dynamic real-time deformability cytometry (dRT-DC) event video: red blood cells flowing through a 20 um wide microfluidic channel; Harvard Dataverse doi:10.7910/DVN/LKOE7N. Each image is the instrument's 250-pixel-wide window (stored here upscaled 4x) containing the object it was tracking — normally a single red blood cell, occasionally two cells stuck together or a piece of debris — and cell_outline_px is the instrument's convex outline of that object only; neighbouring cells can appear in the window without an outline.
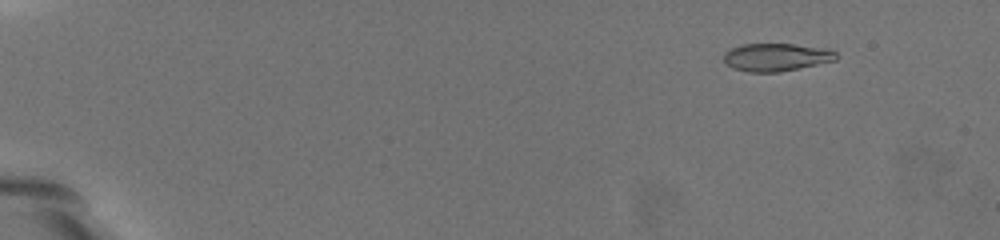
{"species": "common noctule bat (a hibernating species)", "species_latin": "Nyctalus noctula", "temperature_condition": "warm", "stored_images_in_passage": 65, "camera_frame_rate_fps": 3000, "um_per_image_px": 0.085, "animal": {"sex": "female", "body_mass_g": 19.5, "forearm_length_mm": 54.1}, "frame": {"image": 1, "passage_image": 7, "time_ms": 2.0, "image_size_px": [1000, 240], "cell_outline_px": [[836, 60], [780, 72], [748, 72], [732, 68], [724, 64], [724, 52], [732, 48], [744, 44], [792, 44], [828, 48], [836, 52]], "centroid_in_image_um": [65.96, 4.86], "position_along_channel_um": 19.0, "area_um2": 18.26}}
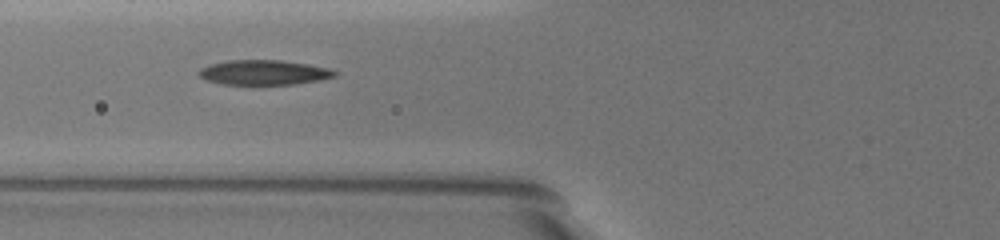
{"frame": {"image": 2, "passage_image": 28, "time_ms": 9.0, "image_size_px": [1000, 240], "cell_outline_px": [[336, 76], [320, 80], [292, 84], [252, 88], [220, 84], [208, 80], [200, 76], [200, 68], [212, 64], [228, 60], [280, 60], [308, 64], [328, 68], [336, 72]], "centroid_in_image_um": [22.4, 6.21], "position_along_channel_um": 103.4, "area_um2": 20.4}}
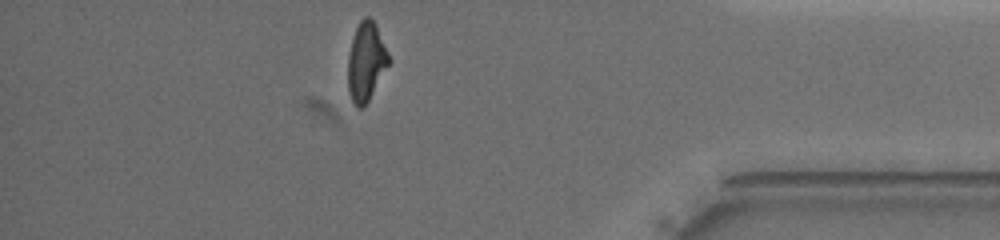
{"frame": {"image": 3, "passage_image": 58, "time_ms": 19.0, "image_size_px": [1000, 240], "cell_outline_px": [[388, 64], [368, 100], [360, 108], [356, 108], [348, 92], [348, 56], [352, 40], [356, 28], [360, 20], [364, 16], [368, 16], [376, 24], [388, 52]], "centroid_in_image_um": [31.09, 5.21], "position_along_channel_um": 404.1, "area_um2": 18.26}, "authors_computed_cell_mechanics": {"area_um2": 19.4208, "velocity_mm_per_s": 3.2898, "shape_relaxation_time_tau1_ms": 5.2743, "shape_relaxation_time_tau2_ms": 2.3998, "deformation_change_tau1": 0.2004, "deformation_change_tau2": 0.0837}}